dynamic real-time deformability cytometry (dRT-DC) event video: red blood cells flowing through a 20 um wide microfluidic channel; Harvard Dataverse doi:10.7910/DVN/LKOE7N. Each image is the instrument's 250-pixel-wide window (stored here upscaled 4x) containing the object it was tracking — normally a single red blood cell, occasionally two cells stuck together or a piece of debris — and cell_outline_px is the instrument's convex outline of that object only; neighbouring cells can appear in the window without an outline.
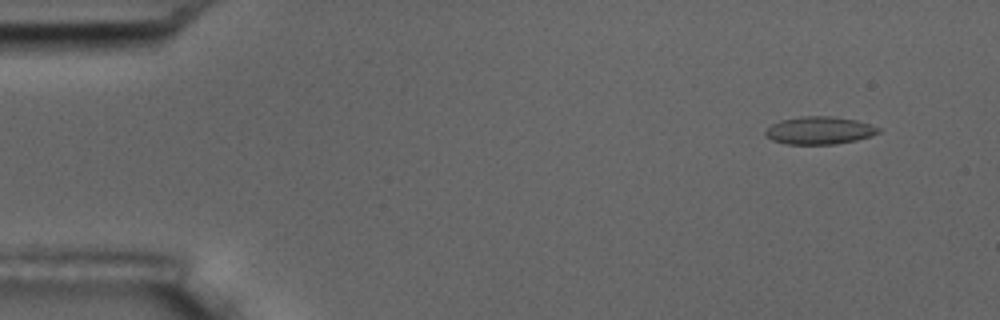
{"species": "common noctule bat (a hibernating species)", "species_latin": "Nyctalus noctula", "temperature_condition": "room temperature", "stored_images_in_passage": 4, "camera_frame_rate_fps": 3000, "um_per_image_px": 0.085, "animal": {"sex": "male", "body_mass_g": 17.5, "forearm_length_mm": 52.3}, "frame": {"image": 1, "passage_image": 1, "time_ms": 0.0, "image_size_px": [1000, 320], "cell_outline_px": [[880, 132], [872, 136], [856, 140], [836, 144], [788, 144], [772, 140], [764, 136], [764, 132], [772, 124], [780, 120], [800, 116], [832, 116], [856, 120], [880, 128]], "centroid_in_image_um": [69.63, 11.09], "position_along_channel_um": 15.4, "area_um2": 18.26}}